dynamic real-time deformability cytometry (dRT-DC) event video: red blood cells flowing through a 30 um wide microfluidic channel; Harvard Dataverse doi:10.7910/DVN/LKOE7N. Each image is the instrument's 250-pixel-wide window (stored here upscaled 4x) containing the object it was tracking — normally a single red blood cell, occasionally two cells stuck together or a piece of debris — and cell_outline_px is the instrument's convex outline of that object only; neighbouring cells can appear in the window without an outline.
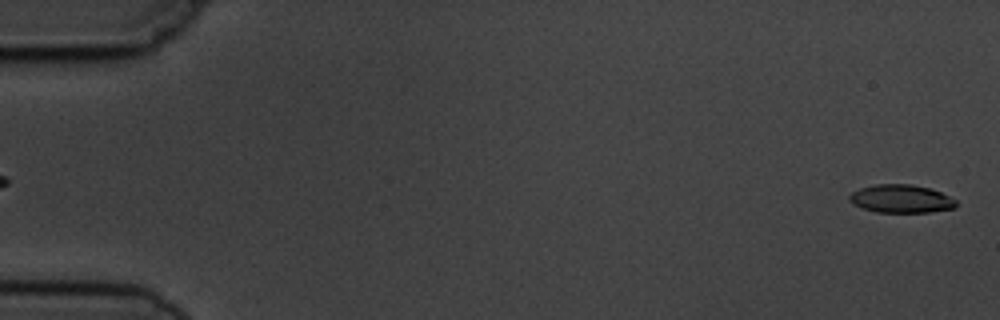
{"species": "common noctule bat (a hibernating species)", "species_latin": "Nyctalus noctula", "temperature_condition": "cold", "stored_images_in_passage": 3, "segment_of_instrument_passage": [2, 2], "camera_frame_rate_fps": 3000, "um_per_image_px": 0.085, "animal": {"sex": "male", "body_mass_g": 19.5, "forearm_length_mm": 54.6}, "frame": {"image": 1, "passage_image": 3, "time_ms": 3.333, "image_size_px": [1000, 320], "cell_outline_px": [[956, 208], [928, 212], [876, 212], [852, 204], [848, 200], [848, 196], [852, 192], [860, 188], [876, 184], [912, 184], [932, 188], [956, 200]], "centroid_in_image_um": [76.58, 16.89], "position_along_channel_um": 8.4, "area_um2": 17.57}}